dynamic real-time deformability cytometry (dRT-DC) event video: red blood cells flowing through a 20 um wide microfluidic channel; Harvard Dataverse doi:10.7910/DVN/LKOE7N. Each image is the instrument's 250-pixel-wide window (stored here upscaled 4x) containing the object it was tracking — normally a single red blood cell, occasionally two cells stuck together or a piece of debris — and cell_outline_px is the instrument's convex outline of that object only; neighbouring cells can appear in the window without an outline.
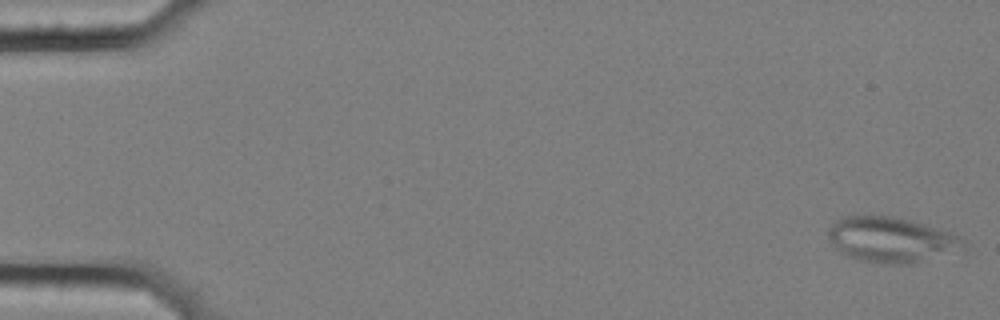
{"species": "common noctule bat (a hibernating species)", "species_latin": "Nyctalus noctula", "temperature_condition": "cold", "stored_images_in_passage": 59, "segment_of_instrument_passage": [1, 2], "camera_frame_rate_fps": 3000, "um_per_image_px": 0.085, "animal": {"sex": "female", "body_mass_g": 25.1}, "frame": {"image": 1, "passage_image": 1, "time_ms": 0.0, "image_size_px": [1000, 320], "cell_outline_px": [[964, 244], [916, 260], [900, 264], [888, 264], [860, 260], [840, 252], [832, 244], [828, 236], [828, 228], [840, 216], [892, 216], [908, 220], [952, 232], [964, 240]], "centroid_in_image_um": [75.56, 20.32], "position_along_channel_um": 9.4, "area_um2": 33.93}}
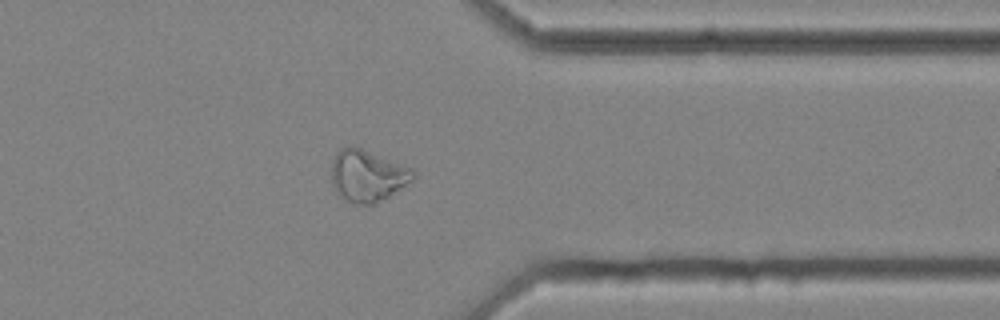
{"frame": {"image": 2, "passage_image": 46, "time_ms": 15.0, "image_size_px": [1000, 320], "cell_outline_px": [[416, 176], [412, 180], [376, 204], [352, 204], [344, 200], [336, 192], [332, 184], [332, 160], [336, 152], [340, 148], [360, 148], [412, 168], [416, 172]], "centroid_in_image_um": [31.21, 14.96], "position_along_channel_um": 380.2, "area_um2": 24.39}}
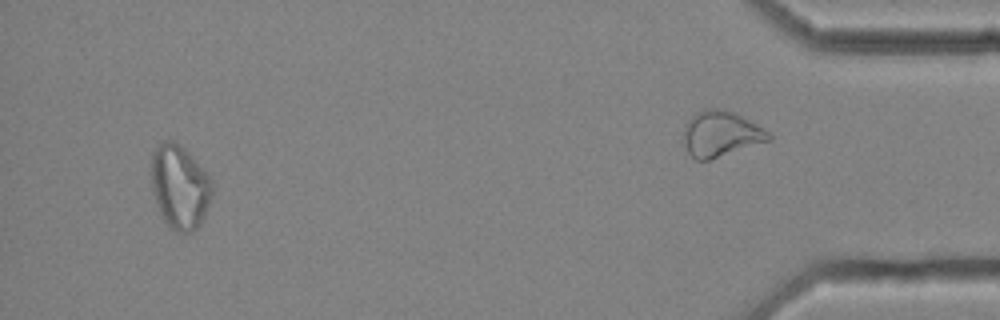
{"frame": {"image": 3, "passage_image": 55, "time_ms": 18.0, "image_size_px": [1000, 320], "cell_outline_px": [[212, 192], [204, 216], [200, 224], [192, 232], [176, 232], [168, 228], [160, 216], [152, 192], [152, 156], [156, 148], [164, 140], [172, 140], [184, 148], [188, 152], [212, 180]], "centroid_in_image_um": [15.26, 15.93], "position_along_channel_um": 419.9, "area_um2": 29.65}}